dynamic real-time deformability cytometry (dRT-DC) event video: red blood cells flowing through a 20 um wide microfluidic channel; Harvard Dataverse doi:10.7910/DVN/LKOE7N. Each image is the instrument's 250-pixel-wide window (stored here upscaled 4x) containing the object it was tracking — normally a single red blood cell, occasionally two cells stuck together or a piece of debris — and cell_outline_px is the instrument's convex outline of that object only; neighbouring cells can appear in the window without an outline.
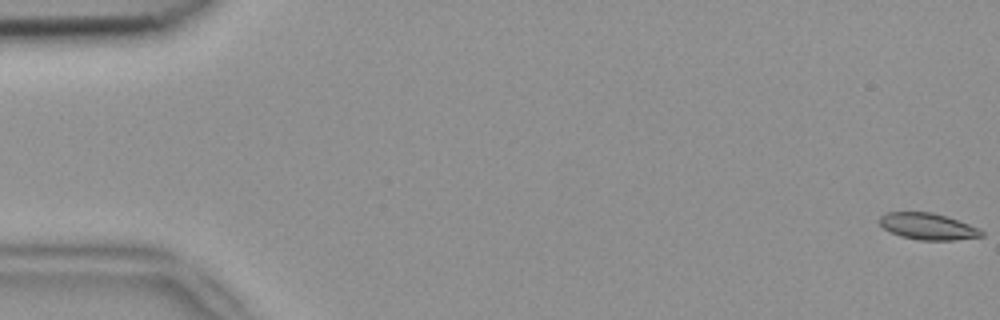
{"species": "common noctule bat (a hibernating species)", "species_latin": "Nyctalus noctula", "temperature_condition": "room temperature", "stored_images_in_passage": 5, "camera_frame_rate_fps": 3000, "um_per_image_px": 0.085, "animal": {"sex": "female", "body_mass_g": 18.4}, "frame": {"image": 1, "passage_image": 1, "time_ms": 0.0, "image_size_px": [1000, 320], "cell_outline_px": [[984, 236], [952, 240], [920, 240], [900, 236], [884, 228], [880, 224], [880, 216], [888, 212], [932, 212], [948, 216], [980, 228], [984, 232]], "centroid_in_image_um": [78.91, 19.24], "position_along_channel_um": 6.1, "area_um2": 15.78}}